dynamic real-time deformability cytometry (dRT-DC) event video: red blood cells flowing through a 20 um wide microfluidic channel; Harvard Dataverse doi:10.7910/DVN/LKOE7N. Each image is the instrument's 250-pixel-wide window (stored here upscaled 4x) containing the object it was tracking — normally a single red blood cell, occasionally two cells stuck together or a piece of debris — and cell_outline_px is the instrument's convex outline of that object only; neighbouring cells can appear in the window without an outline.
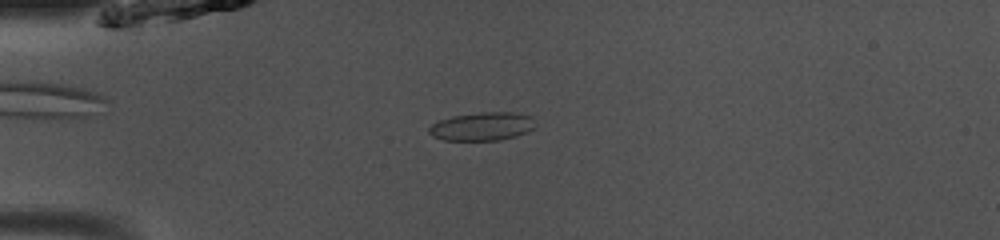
{"species": "common noctule bat (a hibernating species)", "species_latin": "Nyctalus noctula", "temperature_condition": "room temperature", "stored_images_in_passage": 37, "camera_frame_rate_fps": 3000, "um_per_image_px": 0.085, "animal": {"sex": "male", "body_mass_g": 13.0, "forearm_length_mm": 53.1}, "frame": {"image": 1, "passage_image": 1, "time_ms": 0.0, "image_size_px": [1000, 240], "cell_outline_px": [[532, 128], [528, 132], [516, 136], [500, 140], [444, 140], [432, 136], [428, 132], [428, 128], [432, 124], [440, 120], [452, 116], [480, 112], [516, 112], [532, 116]], "centroid_in_image_um": [40.96, 10.74], "position_along_channel_um": 44.0, "area_um2": 17.51}}
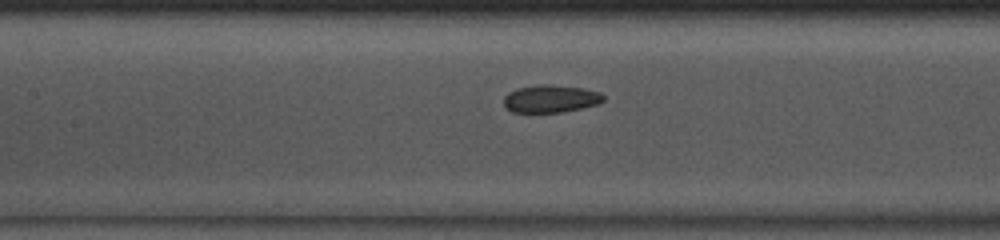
{"frame": {"image": 2, "passage_image": 11, "time_ms": 3.333, "image_size_px": [1000, 240], "cell_outline_px": [[604, 100], [596, 104], [580, 108], [560, 112], [512, 112], [504, 108], [504, 96], [508, 92], [516, 88], [540, 84], [552, 84], [584, 88], [600, 92], [604, 96]], "centroid_in_image_um": [46.76, 8.38], "position_along_channel_um": 160.6, "area_um2": 16.13}}
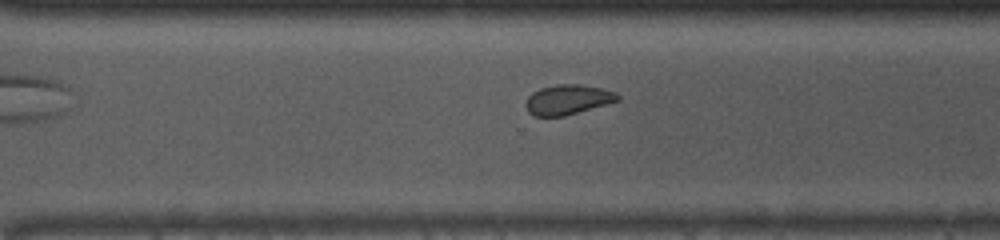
{"frame": {"image": 3, "passage_image": 23, "time_ms": 7.333, "image_size_px": [1000, 240], "cell_outline_px": [[620, 100], [564, 116], [536, 116], [528, 112], [524, 104], [528, 96], [532, 92], [540, 88], [556, 84], [580, 84], [604, 88], [616, 92], [620, 96]], "centroid_in_image_um": [48.26, 8.45], "position_along_channel_um": 322.3, "area_um2": 16.13}, "authors_computed_cell_mechanics": {"area_um2": 16.6464, "velocity_mm_per_s": 4.0628, "shape_relaxation_time_tau1_ms": 1.9849, "shape_relaxation_time_tau2_ms": 1.7738, "deformation_change_tau1": 0.0894, "deformation_change_tau2": 0.0611}}